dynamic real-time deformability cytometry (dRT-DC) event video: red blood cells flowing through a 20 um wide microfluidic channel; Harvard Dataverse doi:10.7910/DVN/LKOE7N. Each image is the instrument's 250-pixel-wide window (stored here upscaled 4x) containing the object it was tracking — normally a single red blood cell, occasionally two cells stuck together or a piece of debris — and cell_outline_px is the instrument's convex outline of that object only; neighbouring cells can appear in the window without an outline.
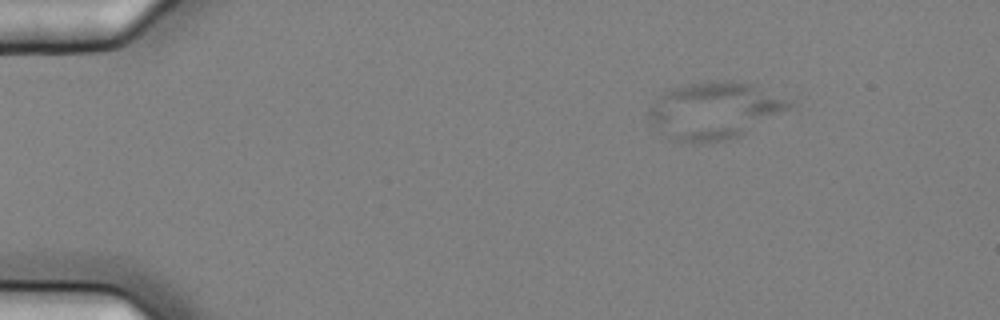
{"species": "common noctule bat (a hibernating species)", "species_latin": "Nyctalus noctula", "temperature_condition": "cold", "stored_images_in_passage": 5, "camera_frame_rate_fps": 3000, "um_per_image_px": 0.085, "animal": {"sex": "female", "body_mass_g": 25.1}, "frame": {"image": 1, "passage_image": 1, "time_ms": 0.0, "image_size_px": [1000, 320], "cell_outline_px": [[792, 108], [740, 136], [708, 144], [692, 144], [668, 140], [648, 120], [648, 108], [656, 96], [664, 92], [688, 84], [708, 80], [732, 80], [756, 84], [792, 100]], "centroid_in_image_um": [60.71, 9.41], "position_along_channel_um": 24.3, "area_um2": 47.8}}
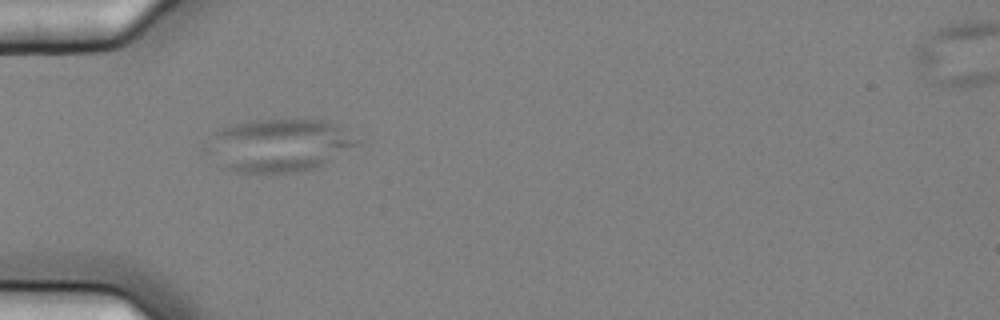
{"frame": {"image": 2, "passage_image": 4, "time_ms": 1.0, "image_size_px": [1000, 320], "cell_outline_px": [[360, 144], [320, 168], [296, 172], [236, 172], [220, 168], [216, 140], [216, 132], [224, 128], [236, 124], [252, 120], [324, 120], [336, 124], [360, 140]], "centroid_in_image_um": [23.95, 12.36], "position_along_channel_um": 61.0, "area_um2": 44.8}}